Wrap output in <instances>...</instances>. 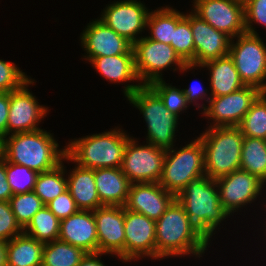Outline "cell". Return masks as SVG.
<instances>
[{
	"instance_id": "1",
	"label": "cell",
	"mask_w": 266,
	"mask_h": 266,
	"mask_svg": "<svg viewBox=\"0 0 266 266\" xmlns=\"http://www.w3.org/2000/svg\"><path fill=\"white\" fill-rule=\"evenodd\" d=\"M156 259L193 254L200 258L208 240L191 222L184 208L175 200L156 221Z\"/></svg>"
},
{
	"instance_id": "2",
	"label": "cell",
	"mask_w": 266,
	"mask_h": 266,
	"mask_svg": "<svg viewBox=\"0 0 266 266\" xmlns=\"http://www.w3.org/2000/svg\"><path fill=\"white\" fill-rule=\"evenodd\" d=\"M3 138V158L37 173L54 169L64 161L66 149H58L52 134L43 129L14 133Z\"/></svg>"
},
{
	"instance_id": "3",
	"label": "cell",
	"mask_w": 266,
	"mask_h": 266,
	"mask_svg": "<svg viewBox=\"0 0 266 266\" xmlns=\"http://www.w3.org/2000/svg\"><path fill=\"white\" fill-rule=\"evenodd\" d=\"M214 179L203 175L191 180L176 196L197 229L209 240L215 228L230 216L220 203Z\"/></svg>"
},
{
	"instance_id": "4",
	"label": "cell",
	"mask_w": 266,
	"mask_h": 266,
	"mask_svg": "<svg viewBox=\"0 0 266 266\" xmlns=\"http://www.w3.org/2000/svg\"><path fill=\"white\" fill-rule=\"evenodd\" d=\"M121 129L93 134L68 143L65 160L87 169L120 168L129 140Z\"/></svg>"
},
{
	"instance_id": "5",
	"label": "cell",
	"mask_w": 266,
	"mask_h": 266,
	"mask_svg": "<svg viewBox=\"0 0 266 266\" xmlns=\"http://www.w3.org/2000/svg\"><path fill=\"white\" fill-rule=\"evenodd\" d=\"M123 90L128 101L143 114L148 128L147 142L164 150L172 149L178 117L167 110L148 85L128 84Z\"/></svg>"
},
{
	"instance_id": "6",
	"label": "cell",
	"mask_w": 266,
	"mask_h": 266,
	"mask_svg": "<svg viewBox=\"0 0 266 266\" xmlns=\"http://www.w3.org/2000/svg\"><path fill=\"white\" fill-rule=\"evenodd\" d=\"M199 137L204 148L206 176L216 180L240 169L244 135L238 126H209Z\"/></svg>"
},
{
	"instance_id": "7",
	"label": "cell",
	"mask_w": 266,
	"mask_h": 266,
	"mask_svg": "<svg viewBox=\"0 0 266 266\" xmlns=\"http://www.w3.org/2000/svg\"><path fill=\"white\" fill-rule=\"evenodd\" d=\"M205 175L204 148L200 137L176 151L166 150L159 184L177 196L191 180Z\"/></svg>"
},
{
	"instance_id": "8",
	"label": "cell",
	"mask_w": 266,
	"mask_h": 266,
	"mask_svg": "<svg viewBox=\"0 0 266 266\" xmlns=\"http://www.w3.org/2000/svg\"><path fill=\"white\" fill-rule=\"evenodd\" d=\"M133 50L136 72L142 85L162 80L161 71L171 67L172 64L178 66L177 69L179 68L180 71L197 67L193 64H186L171 45L147 37L141 36L133 45Z\"/></svg>"
},
{
	"instance_id": "9",
	"label": "cell",
	"mask_w": 266,
	"mask_h": 266,
	"mask_svg": "<svg viewBox=\"0 0 266 266\" xmlns=\"http://www.w3.org/2000/svg\"><path fill=\"white\" fill-rule=\"evenodd\" d=\"M237 37L236 43L231 40L229 56L241 81L266 92V45L258 35L244 33Z\"/></svg>"
},
{
	"instance_id": "10",
	"label": "cell",
	"mask_w": 266,
	"mask_h": 266,
	"mask_svg": "<svg viewBox=\"0 0 266 266\" xmlns=\"http://www.w3.org/2000/svg\"><path fill=\"white\" fill-rule=\"evenodd\" d=\"M166 150L147 142V145L136 144L129 138L121 164V171L130 183H159Z\"/></svg>"
},
{
	"instance_id": "11",
	"label": "cell",
	"mask_w": 266,
	"mask_h": 266,
	"mask_svg": "<svg viewBox=\"0 0 266 266\" xmlns=\"http://www.w3.org/2000/svg\"><path fill=\"white\" fill-rule=\"evenodd\" d=\"M261 93L256 87L245 85L227 95L206 97L209 105H201L203 115L215 121L212 127L238 126Z\"/></svg>"
},
{
	"instance_id": "12",
	"label": "cell",
	"mask_w": 266,
	"mask_h": 266,
	"mask_svg": "<svg viewBox=\"0 0 266 266\" xmlns=\"http://www.w3.org/2000/svg\"><path fill=\"white\" fill-rule=\"evenodd\" d=\"M194 14L231 37L246 33L244 2L240 0H195Z\"/></svg>"
},
{
	"instance_id": "13",
	"label": "cell",
	"mask_w": 266,
	"mask_h": 266,
	"mask_svg": "<svg viewBox=\"0 0 266 266\" xmlns=\"http://www.w3.org/2000/svg\"><path fill=\"white\" fill-rule=\"evenodd\" d=\"M148 14L146 6L140 1L121 0L108 5L100 20L134 45L140 39L136 35L147 27Z\"/></svg>"
},
{
	"instance_id": "14",
	"label": "cell",
	"mask_w": 266,
	"mask_h": 266,
	"mask_svg": "<svg viewBox=\"0 0 266 266\" xmlns=\"http://www.w3.org/2000/svg\"><path fill=\"white\" fill-rule=\"evenodd\" d=\"M29 84H34L32 79L21 88L9 92L7 136L10 133L30 132L40 129L37 124L47 114V108L39 105L35 96L30 93V90L28 91Z\"/></svg>"
},
{
	"instance_id": "15",
	"label": "cell",
	"mask_w": 266,
	"mask_h": 266,
	"mask_svg": "<svg viewBox=\"0 0 266 266\" xmlns=\"http://www.w3.org/2000/svg\"><path fill=\"white\" fill-rule=\"evenodd\" d=\"M156 221L124 207L125 262L148 256L156 259Z\"/></svg>"
},
{
	"instance_id": "16",
	"label": "cell",
	"mask_w": 266,
	"mask_h": 266,
	"mask_svg": "<svg viewBox=\"0 0 266 266\" xmlns=\"http://www.w3.org/2000/svg\"><path fill=\"white\" fill-rule=\"evenodd\" d=\"M98 252L117 255L125 261L124 207L104 205L93 211Z\"/></svg>"
},
{
	"instance_id": "17",
	"label": "cell",
	"mask_w": 266,
	"mask_h": 266,
	"mask_svg": "<svg viewBox=\"0 0 266 266\" xmlns=\"http://www.w3.org/2000/svg\"><path fill=\"white\" fill-rule=\"evenodd\" d=\"M215 181L220 203L229 214L255 200L264 185L259 178L242 169L235 170Z\"/></svg>"
},
{
	"instance_id": "18",
	"label": "cell",
	"mask_w": 266,
	"mask_h": 266,
	"mask_svg": "<svg viewBox=\"0 0 266 266\" xmlns=\"http://www.w3.org/2000/svg\"><path fill=\"white\" fill-rule=\"evenodd\" d=\"M80 38L89 62L96 57L134 54L133 45L100 19L90 22Z\"/></svg>"
},
{
	"instance_id": "19",
	"label": "cell",
	"mask_w": 266,
	"mask_h": 266,
	"mask_svg": "<svg viewBox=\"0 0 266 266\" xmlns=\"http://www.w3.org/2000/svg\"><path fill=\"white\" fill-rule=\"evenodd\" d=\"M190 28L195 47V66L229 55L231 37L216 30L196 14L190 13Z\"/></svg>"
},
{
	"instance_id": "20",
	"label": "cell",
	"mask_w": 266,
	"mask_h": 266,
	"mask_svg": "<svg viewBox=\"0 0 266 266\" xmlns=\"http://www.w3.org/2000/svg\"><path fill=\"white\" fill-rule=\"evenodd\" d=\"M175 200L159 183H132L124 207L157 221Z\"/></svg>"
},
{
	"instance_id": "21",
	"label": "cell",
	"mask_w": 266,
	"mask_h": 266,
	"mask_svg": "<svg viewBox=\"0 0 266 266\" xmlns=\"http://www.w3.org/2000/svg\"><path fill=\"white\" fill-rule=\"evenodd\" d=\"M58 239L79 247L86 253H98V235L93 211L78 210L60 220Z\"/></svg>"
},
{
	"instance_id": "22",
	"label": "cell",
	"mask_w": 266,
	"mask_h": 266,
	"mask_svg": "<svg viewBox=\"0 0 266 266\" xmlns=\"http://www.w3.org/2000/svg\"><path fill=\"white\" fill-rule=\"evenodd\" d=\"M97 194L103 205L125 206L130 181L121 168H99L94 170Z\"/></svg>"
},
{
	"instance_id": "23",
	"label": "cell",
	"mask_w": 266,
	"mask_h": 266,
	"mask_svg": "<svg viewBox=\"0 0 266 266\" xmlns=\"http://www.w3.org/2000/svg\"><path fill=\"white\" fill-rule=\"evenodd\" d=\"M66 178H68L67 190L79 210L94 211L104 206L97 194L93 169L76 166Z\"/></svg>"
},
{
	"instance_id": "24",
	"label": "cell",
	"mask_w": 266,
	"mask_h": 266,
	"mask_svg": "<svg viewBox=\"0 0 266 266\" xmlns=\"http://www.w3.org/2000/svg\"><path fill=\"white\" fill-rule=\"evenodd\" d=\"M201 67L210 70V96L227 95L245 86L229 55L207 61Z\"/></svg>"
},
{
	"instance_id": "25",
	"label": "cell",
	"mask_w": 266,
	"mask_h": 266,
	"mask_svg": "<svg viewBox=\"0 0 266 266\" xmlns=\"http://www.w3.org/2000/svg\"><path fill=\"white\" fill-rule=\"evenodd\" d=\"M91 64L110 82L138 81L134 54H119L93 58Z\"/></svg>"
},
{
	"instance_id": "26",
	"label": "cell",
	"mask_w": 266,
	"mask_h": 266,
	"mask_svg": "<svg viewBox=\"0 0 266 266\" xmlns=\"http://www.w3.org/2000/svg\"><path fill=\"white\" fill-rule=\"evenodd\" d=\"M44 243L25 233L7 242V266H42Z\"/></svg>"
},
{
	"instance_id": "27",
	"label": "cell",
	"mask_w": 266,
	"mask_h": 266,
	"mask_svg": "<svg viewBox=\"0 0 266 266\" xmlns=\"http://www.w3.org/2000/svg\"><path fill=\"white\" fill-rule=\"evenodd\" d=\"M184 16L183 13L167 6L149 12L146 26L150 29L151 36L147 38L171 45L174 29Z\"/></svg>"
},
{
	"instance_id": "28",
	"label": "cell",
	"mask_w": 266,
	"mask_h": 266,
	"mask_svg": "<svg viewBox=\"0 0 266 266\" xmlns=\"http://www.w3.org/2000/svg\"><path fill=\"white\" fill-rule=\"evenodd\" d=\"M240 169L266 183V140L244 136Z\"/></svg>"
},
{
	"instance_id": "29",
	"label": "cell",
	"mask_w": 266,
	"mask_h": 266,
	"mask_svg": "<svg viewBox=\"0 0 266 266\" xmlns=\"http://www.w3.org/2000/svg\"><path fill=\"white\" fill-rule=\"evenodd\" d=\"M85 255L81 248L57 239L44 245L42 266H78Z\"/></svg>"
},
{
	"instance_id": "30",
	"label": "cell",
	"mask_w": 266,
	"mask_h": 266,
	"mask_svg": "<svg viewBox=\"0 0 266 266\" xmlns=\"http://www.w3.org/2000/svg\"><path fill=\"white\" fill-rule=\"evenodd\" d=\"M60 220L46 207L35 213L23 233L44 244L59 238Z\"/></svg>"
},
{
	"instance_id": "31",
	"label": "cell",
	"mask_w": 266,
	"mask_h": 266,
	"mask_svg": "<svg viewBox=\"0 0 266 266\" xmlns=\"http://www.w3.org/2000/svg\"><path fill=\"white\" fill-rule=\"evenodd\" d=\"M63 162L52 170L38 173L34 192L46 205L67 190V178Z\"/></svg>"
},
{
	"instance_id": "32",
	"label": "cell",
	"mask_w": 266,
	"mask_h": 266,
	"mask_svg": "<svg viewBox=\"0 0 266 266\" xmlns=\"http://www.w3.org/2000/svg\"><path fill=\"white\" fill-rule=\"evenodd\" d=\"M238 127L246 137L266 140V92L252 103Z\"/></svg>"
},
{
	"instance_id": "33",
	"label": "cell",
	"mask_w": 266,
	"mask_h": 266,
	"mask_svg": "<svg viewBox=\"0 0 266 266\" xmlns=\"http://www.w3.org/2000/svg\"><path fill=\"white\" fill-rule=\"evenodd\" d=\"M171 46L186 64L195 66V47L193 33L190 28V14H185L177 23Z\"/></svg>"
},
{
	"instance_id": "34",
	"label": "cell",
	"mask_w": 266,
	"mask_h": 266,
	"mask_svg": "<svg viewBox=\"0 0 266 266\" xmlns=\"http://www.w3.org/2000/svg\"><path fill=\"white\" fill-rule=\"evenodd\" d=\"M9 203L16 221L22 229L29 224L35 213L45 206L34 191L12 195Z\"/></svg>"
},
{
	"instance_id": "35",
	"label": "cell",
	"mask_w": 266,
	"mask_h": 266,
	"mask_svg": "<svg viewBox=\"0 0 266 266\" xmlns=\"http://www.w3.org/2000/svg\"><path fill=\"white\" fill-rule=\"evenodd\" d=\"M7 182L13 195L32 192L38 173L26 166L6 161Z\"/></svg>"
},
{
	"instance_id": "36",
	"label": "cell",
	"mask_w": 266,
	"mask_h": 266,
	"mask_svg": "<svg viewBox=\"0 0 266 266\" xmlns=\"http://www.w3.org/2000/svg\"><path fill=\"white\" fill-rule=\"evenodd\" d=\"M162 100L164 106L169 112L179 117L180 111L187 108V98L184 95L183 89H177L172 85L166 84L162 80H157L148 85ZM172 86V87H171Z\"/></svg>"
},
{
	"instance_id": "37",
	"label": "cell",
	"mask_w": 266,
	"mask_h": 266,
	"mask_svg": "<svg viewBox=\"0 0 266 266\" xmlns=\"http://www.w3.org/2000/svg\"><path fill=\"white\" fill-rule=\"evenodd\" d=\"M29 80L30 78L14 63L0 59V92L19 89Z\"/></svg>"
},
{
	"instance_id": "38",
	"label": "cell",
	"mask_w": 266,
	"mask_h": 266,
	"mask_svg": "<svg viewBox=\"0 0 266 266\" xmlns=\"http://www.w3.org/2000/svg\"><path fill=\"white\" fill-rule=\"evenodd\" d=\"M22 233L23 229L17 223L9 201H0V240L8 242Z\"/></svg>"
},
{
	"instance_id": "39",
	"label": "cell",
	"mask_w": 266,
	"mask_h": 266,
	"mask_svg": "<svg viewBox=\"0 0 266 266\" xmlns=\"http://www.w3.org/2000/svg\"><path fill=\"white\" fill-rule=\"evenodd\" d=\"M244 15L246 33L258 35L252 27V22L264 25L266 28V0H246Z\"/></svg>"
},
{
	"instance_id": "40",
	"label": "cell",
	"mask_w": 266,
	"mask_h": 266,
	"mask_svg": "<svg viewBox=\"0 0 266 266\" xmlns=\"http://www.w3.org/2000/svg\"><path fill=\"white\" fill-rule=\"evenodd\" d=\"M46 207L59 219L62 220L76 213L77 208L71 193L66 190L55 199L46 204Z\"/></svg>"
},
{
	"instance_id": "41",
	"label": "cell",
	"mask_w": 266,
	"mask_h": 266,
	"mask_svg": "<svg viewBox=\"0 0 266 266\" xmlns=\"http://www.w3.org/2000/svg\"><path fill=\"white\" fill-rule=\"evenodd\" d=\"M9 92H0V137H7Z\"/></svg>"
},
{
	"instance_id": "42",
	"label": "cell",
	"mask_w": 266,
	"mask_h": 266,
	"mask_svg": "<svg viewBox=\"0 0 266 266\" xmlns=\"http://www.w3.org/2000/svg\"><path fill=\"white\" fill-rule=\"evenodd\" d=\"M6 160H0V201H9L13 195L10 185L7 182Z\"/></svg>"
},
{
	"instance_id": "43",
	"label": "cell",
	"mask_w": 266,
	"mask_h": 266,
	"mask_svg": "<svg viewBox=\"0 0 266 266\" xmlns=\"http://www.w3.org/2000/svg\"><path fill=\"white\" fill-rule=\"evenodd\" d=\"M200 86V85H199ZM202 87V86H201ZM198 87V85H192L191 87H189L188 89H183L184 95L187 98V102L188 103H192L195 102L196 105H198L196 103V100L198 99H205L206 96H208L206 94L207 89H203V87ZM205 96V97H204Z\"/></svg>"
},
{
	"instance_id": "44",
	"label": "cell",
	"mask_w": 266,
	"mask_h": 266,
	"mask_svg": "<svg viewBox=\"0 0 266 266\" xmlns=\"http://www.w3.org/2000/svg\"><path fill=\"white\" fill-rule=\"evenodd\" d=\"M100 255H103V253H86L78 266H105L101 260L98 259Z\"/></svg>"
},
{
	"instance_id": "45",
	"label": "cell",
	"mask_w": 266,
	"mask_h": 266,
	"mask_svg": "<svg viewBox=\"0 0 266 266\" xmlns=\"http://www.w3.org/2000/svg\"><path fill=\"white\" fill-rule=\"evenodd\" d=\"M0 266H7V242L0 240Z\"/></svg>"
},
{
	"instance_id": "46",
	"label": "cell",
	"mask_w": 266,
	"mask_h": 266,
	"mask_svg": "<svg viewBox=\"0 0 266 266\" xmlns=\"http://www.w3.org/2000/svg\"><path fill=\"white\" fill-rule=\"evenodd\" d=\"M3 158V138L0 137V160Z\"/></svg>"
}]
</instances>
